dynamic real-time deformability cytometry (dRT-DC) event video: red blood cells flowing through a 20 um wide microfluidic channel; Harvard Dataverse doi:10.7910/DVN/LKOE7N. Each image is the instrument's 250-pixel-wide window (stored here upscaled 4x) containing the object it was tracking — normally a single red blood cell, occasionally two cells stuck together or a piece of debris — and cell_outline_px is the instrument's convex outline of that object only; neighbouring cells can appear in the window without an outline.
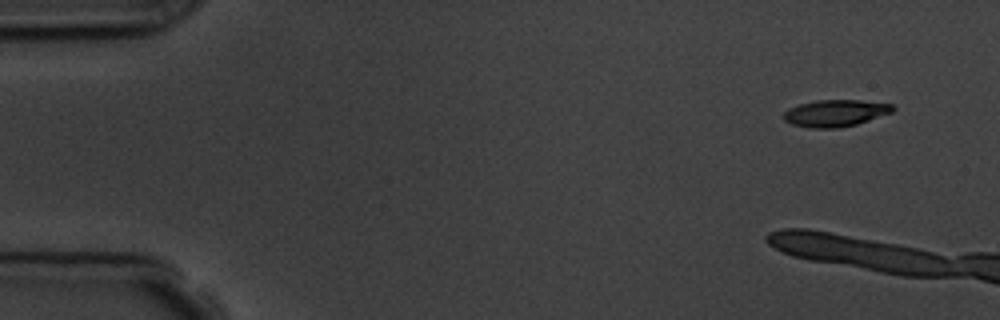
{"species": "common noctule bat (a hibernating species)", "species_latin": "Nyctalus noctula", "temperature_condition": "room temperature", "stored_images_in_passage": 4, "camera_frame_rate_fps": 3000, "um_per_image_px": 0.085, "animal": {"sex": "male", "body_mass_g": 19.5, "forearm_length_mm": 54.6}, "frame": {"image": 1, "passage_image": 1, "time_ms": 0.0, "image_size_px": [1000, 320], "cell_outline_px": [[896, 108], [892, 112], [856, 124], [836, 128], [808, 128], [792, 124], [784, 120], [784, 112], [788, 108], [800, 104], [816, 100], [860, 100], [892, 104]], "centroid_in_image_um": [70.99, 9.61], "position_along_channel_um": 14.0, "area_um2": 16.99}}